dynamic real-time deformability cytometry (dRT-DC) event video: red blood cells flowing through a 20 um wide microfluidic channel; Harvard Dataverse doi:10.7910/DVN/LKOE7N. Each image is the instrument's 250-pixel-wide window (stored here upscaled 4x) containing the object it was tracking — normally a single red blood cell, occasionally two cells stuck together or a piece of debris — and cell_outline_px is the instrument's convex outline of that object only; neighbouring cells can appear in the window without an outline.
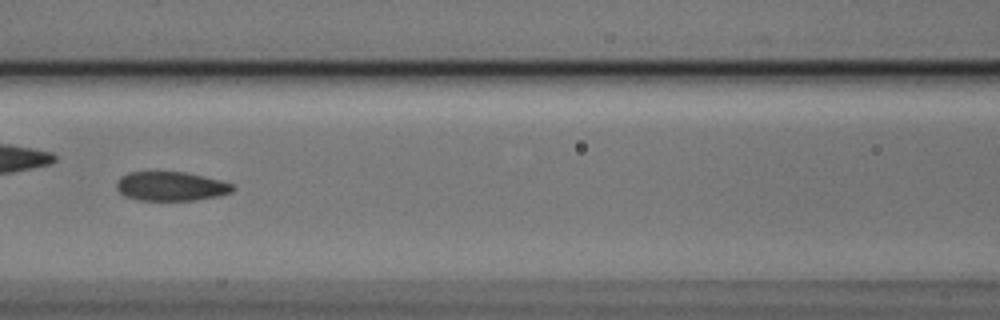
{"species": "Egyptian fruit bat (a non-hibernating species)", "species_latin": "Rousettus aegyptiacus", "temperature_condition": "cold", "stored_images_in_passage": 12, "camera_frame_rate_fps": 3000, "um_per_image_px": 0.085, "animal": {"sex": "male"}, "frame": {"image": 1, "passage_image": 3, "time_ms": 0.667, "image_size_px": [1000, 320], "cell_outline_px": [[236, 188], [232, 192], [220, 196], [196, 200], [136, 200], [124, 196], [116, 188], [116, 180], [120, 176], [128, 172], [184, 172], [220, 180], [232, 184]], "centroid_in_image_um": [14.51, 15.84], "position_along_channel_um": 152.1, "area_um2": 19.88}}
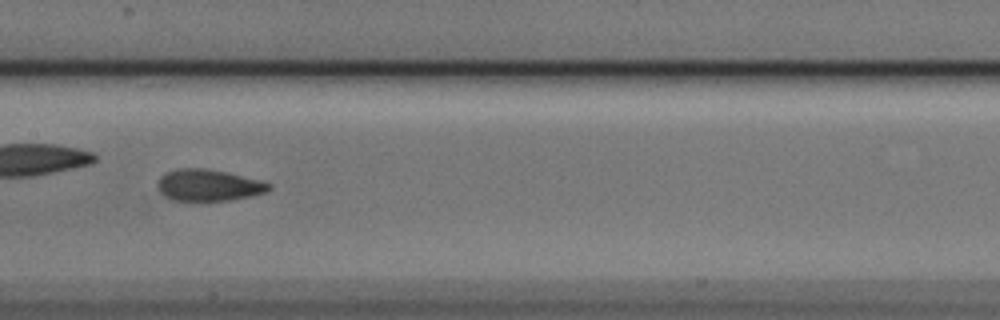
{"frame": {"image": 2, "passage_image": 4, "time_ms": 1.0, "image_size_px": [1000, 320], "cell_outline_px": [[272, 188], [264, 192], [252, 196], [228, 200], [172, 200], [164, 196], [156, 188], [156, 184], [160, 176], [168, 172], [180, 168], [204, 168], [224, 172], [260, 180], [272, 184]], "centroid_in_image_um": [17.69, 15.74], "position_along_channel_um": 189.7, "area_um2": 20.35}}
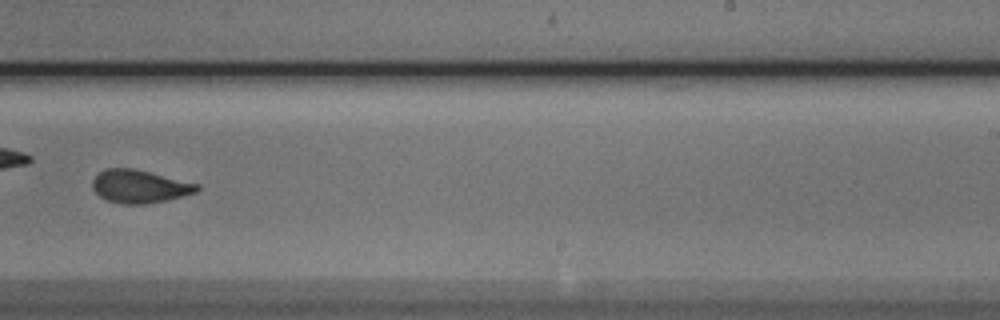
{"frame": {"image": 3, "passage_image": 6, "time_ms": 1.667, "image_size_px": [1000, 320], "cell_outline_px": [[200, 188], [196, 192], [148, 204], [120, 204], [104, 200], [92, 188], [92, 180], [100, 172], [108, 168], [132, 168], [200, 184]], "centroid_in_image_um": [11.83, 15.85], "position_along_channel_um": 277.2, "area_um2": 20.0}}